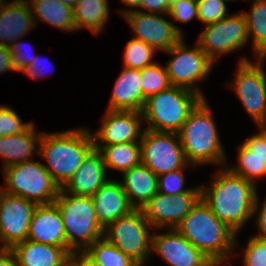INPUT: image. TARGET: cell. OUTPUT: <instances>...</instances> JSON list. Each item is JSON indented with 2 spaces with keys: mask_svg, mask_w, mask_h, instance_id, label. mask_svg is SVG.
I'll return each instance as SVG.
<instances>
[{
  "mask_svg": "<svg viewBox=\"0 0 266 266\" xmlns=\"http://www.w3.org/2000/svg\"><path fill=\"white\" fill-rule=\"evenodd\" d=\"M219 171L210 187L200 186L201 198L220 221L238 234L254 216L257 185L233 174L226 166Z\"/></svg>",
  "mask_w": 266,
  "mask_h": 266,
  "instance_id": "obj_1",
  "label": "cell"
},
{
  "mask_svg": "<svg viewBox=\"0 0 266 266\" xmlns=\"http://www.w3.org/2000/svg\"><path fill=\"white\" fill-rule=\"evenodd\" d=\"M94 148L89 129L77 128L58 133H42L39 156L46 160V170L63 188L78 170L86 155Z\"/></svg>",
  "mask_w": 266,
  "mask_h": 266,
  "instance_id": "obj_2",
  "label": "cell"
},
{
  "mask_svg": "<svg viewBox=\"0 0 266 266\" xmlns=\"http://www.w3.org/2000/svg\"><path fill=\"white\" fill-rule=\"evenodd\" d=\"M175 229L212 262L229 261L237 245V234L213 214L202 198Z\"/></svg>",
  "mask_w": 266,
  "mask_h": 266,
  "instance_id": "obj_3",
  "label": "cell"
},
{
  "mask_svg": "<svg viewBox=\"0 0 266 266\" xmlns=\"http://www.w3.org/2000/svg\"><path fill=\"white\" fill-rule=\"evenodd\" d=\"M206 98L190 112L178 132L186 161L192 165L225 166V150Z\"/></svg>",
  "mask_w": 266,
  "mask_h": 266,
  "instance_id": "obj_4",
  "label": "cell"
},
{
  "mask_svg": "<svg viewBox=\"0 0 266 266\" xmlns=\"http://www.w3.org/2000/svg\"><path fill=\"white\" fill-rule=\"evenodd\" d=\"M61 213L68 251H85L103 237L91 196L66 193L62 188L54 201Z\"/></svg>",
  "mask_w": 266,
  "mask_h": 266,
  "instance_id": "obj_5",
  "label": "cell"
},
{
  "mask_svg": "<svg viewBox=\"0 0 266 266\" xmlns=\"http://www.w3.org/2000/svg\"><path fill=\"white\" fill-rule=\"evenodd\" d=\"M203 98L182 87L170 86L149 96L142 110L146 129L178 133L190 112Z\"/></svg>",
  "mask_w": 266,
  "mask_h": 266,
  "instance_id": "obj_6",
  "label": "cell"
},
{
  "mask_svg": "<svg viewBox=\"0 0 266 266\" xmlns=\"http://www.w3.org/2000/svg\"><path fill=\"white\" fill-rule=\"evenodd\" d=\"M4 169L6 186L0 189L35 203L45 205L53 203L60 191L44 163L29 160L10 165Z\"/></svg>",
  "mask_w": 266,
  "mask_h": 266,
  "instance_id": "obj_7",
  "label": "cell"
},
{
  "mask_svg": "<svg viewBox=\"0 0 266 266\" xmlns=\"http://www.w3.org/2000/svg\"><path fill=\"white\" fill-rule=\"evenodd\" d=\"M151 224L142 209H133L108 224L103 231V237L129 256L139 266H145L151 254L152 235Z\"/></svg>",
  "mask_w": 266,
  "mask_h": 266,
  "instance_id": "obj_8",
  "label": "cell"
},
{
  "mask_svg": "<svg viewBox=\"0 0 266 266\" xmlns=\"http://www.w3.org/2000/svg\"><path fill=\"white\" fill-rule=\"evenodd\" d=\"M165 52L172 55V59L165 65L171 85L191 90L204 99V94L195 84L207 78L214 62L198 43L194 48L189 49L184 42V37Z\"/></svg>",
  "mask_w": 266,
  "mask_h": 266,
  "instance_id": "obj_9",
  "label": "cell"
},
{
  "mask_svg": "<svg viewBox=\"0 0 266 266\" xmlns=\"http://www.w3.org/2000/svg\"><path fill=\"white\" fill-rule=\"evenodd\" d=\"M140 140L141 163L157 176L189 167L178 133L144 129Z\"/></svg>",
  "mask_w": 266,
  "mask_h": 266,
  "instance_id": "obj_10",
  "label": "cell"
},
{
  "mask_svg": "<svg viewBox=\"0 0 266 266\" xmlns=\"http://www.w3.org/2000/svg\"><path fill=\"white\" fill-rule=\"evenodd\" d=\"M256 61L254 64L248 58H240L235 80L230 86L244 109L260 126L266 116V75L262 65L264 59L256 58Z\"/></svg>",
  "mask_w": 266,
  "mask_h": 266,
  "instance_id": "obj_11",
  "label": "cell"
},
{
  "mask_svg": "<svg viewBox=\"0 0 266 266\" xmlns=\"http://www.w3.org/2000/svg\"><path fill=\"white\" fill-rule=\"evenodd\" d=\"M197 43L215 63L218 55L240 50L249 40L243 13L232 14L213 24L205 25Z\"/></svg>",
  "mask_w": 266,
  "mask_h": 266,
  "instance_id": "obj_12",
  "label": "cell"
},
{
  "mask_svg": "<svg viewBox=\"0 0 266 266\" xmlns=\"http://www.w3.org/2000/svg\"><path fill=\"white\" fill-rule=\"evenodd\" d=\"M36 204L0 189V249L10 250L27 240ZM2 243V244H1Z\"/></svg>",
  "mask_w": 266,
  "mask_h": 266,
  "instance_id": "obj_13",
  "label": "cell"
},
{
  "mask_svg": "<svg viewBox=\"0 0 266 266\" xmlns=\"http://www.w3.org/2000/svg\"><path fill=\"white\" fill-rule=\"evenodd\" d=\"M120 12L134 31L133 38L142 40L156 51H168L184 37L181 29L162 17V14L133 9H123Z\"/></svg>",
  "mask_w": 266,
  "mask_h": 266,
  "instance_id": "obj_14",
  "label": "cell"
},
{
  "mask_svg": "<svg viewBox=\"0 0 266 266\" xmlns=\"http://www.w3.org/2000/svg\"><path fill=\"white\" fill-rule=\"evenodd\" d=\"M201 198V192H182L168 196L157 192L142 208L152 229H175Z\"/></svg>",
  "mask_w": 266,
  "mask_h": 266,
  "instance_id": "obj_15",
  "label": "cell"
},
{
  "mask_svg": "<svg viewBox=\"0 0 266 266\" xmlns=\"http://www.w3.org/2000/svg\"><path fill=\"white\" fill-rule=\"evenodd\" d=\"M151 251L158 253L171 266H219L210 261L176 229L152 235Z\"/></svg>",
  "mask_w": 266,
  "mask_h": 266,
  "instance_id": "obj_16",
  "label": "cell"
},
{
  "mask_svg": "<svg viewBox=\"0 0 266 266\" xmlns=\"http://www.w3.org/2000/svg\"><path fill=\"white\" fill-rule=\"evenodd\" d=\"M142 121V112L107 109L101 127L96 134H92L94 145L140 142L138 139H141L144 131L141 128Z\"/></svg>",
  "mask_w": 266,
  "mask_h": 266,
  "instance_id": "obj_17",
  "label": "cell"
},
{
  "mask_svg": "<svg viewBox=\"0 0 266 266\" xmlns=\"http://www.w3.org/2000/svg\"><path fill=\"white\" fill-rule=\"evenodd\" d=\"M27 240L68 250L63 219L55 202L37 205L30 221Z\"/></svg>",
  "mask_w": 266,
  "mask_h": 266,
  "instance_id": "obj_18",
  "label": "cell"
},
{
  "mask_svg": "<svg viewBox=\"0 0 266 266\" xmlns=\"http://www.w3.org/2000/svg\"><path fill=\"white\" fill-rule=\"evenodd\" d=\"M108 180L102 152L94 147L62 189L68 194L92 196Z\"/></svg>",
  "mask_w": 266,
  "mask_h": 266,
  "instance_id": "obj_19",
  "label": "cell"
},
{
  "mask_svg": "<svg viewBox=\"0 0 266 266\" xmlns=\"http://www.w3.org/2000/svg\"><path fill=\"white\" fill-rule=\"evenodd\" d=\"M91 197L98 222L103 228L134 209L129 204L121 182L117 180H108Z\"/></svg>",
  "mask_w": 266,
  "mask_h": 266,
  "instance_id": "obj_20",
  "label": "cell"
},
{
  "mask_svg": "<svg viewBox=\"0 0 266 266\" xmlns=\"http://www.w3.org/2000/svg\"><path fill=\"white\" fill-rule=\"evenodd\" d=\"M33 15L28 1L9 2L0 14V45L10 47L34 29L37 17Z\"/></svg>",
  "mask_w": 266,
  "mask_h": 266,
  "instance_id": "obj_21",
  "label": "cell"
},
{
  "mask_svg": "<svg viewBox=\"0 0 266 266\" xmlns=\"http://www.w3.org/2000/svg\"><path fill=\"white\" fill-rule=\"evenodd\" d=\"M10 251L18 266H69L70 252L64 247L26 240Z\"/></svg>",
  "mask_w": 266,
  "mask_h": 266,
  "instance_id": "obj_22",
  "label": "cell"
},
{
  "mask_svg": "<svg viewBox=\"0 0 266 266\" xmlns=\"http://www.w3.org/2000/svg\"><path fill=\"white\" fill-rule=\"evenodd\" d=\"M107 109L142 112L143 93L139 69L123 67L116 78Z\"/></svg>",
  "mask_w": 266,
  "mask_h": 266,
  "instance_id": "obj_23",
  "label": "cell"
},
{
  "mask_svg": "<svg viewBox=\"0 0 266 266\" xmlns=\"http://www.w3.org/2000/svg\"><path fill=\"white\" fill-rule=\"evenodd\" d=\"M120 182L134 209H142L158 192L157 175L142 163L123 172Z\"/></svg>",
  "mask_w": 266,
  "mask_h": 266,
  "instance_id": "obj_24",
  "label": "cell"
},
{
  "mask_svg": "<svg viewBox=\"0 0 266 266\" xmlns=\"http://www.w3.org/2000/svg\"><path fill=\"white\" fill-rule=\"evenodd\" d=\"M34 123L25 131L0 137V156L4 158L3 168L32 160L33 154H39V142L42 132H36Z\"/></svg>",
  "mask_w": 266,
  "mask_h": 266,
  "instance_id": "obj_25",
  "label": "cell"
},
{
  "mask_svg": "<svg viewBox=\"0 0 266 266\" xmlns=\"http://www.w3.org/2000/svg\"><path fill=\"white\" fill-rule=\"evenodd\" d=\"M108 0H78L73 8L76 30L87 28L99 35L109 19Z\"/></svg>",
  "mask_w": 266,
  "mask_h": 266,
  "instance_id": "obj_26",
  "label": "cell"
},
{
  "mask_svg": "<svg viewBox=\"0 0 266 266\" xmlns=\"http://www.w3.org/2000/svg\"><path fill=\"white\" fill-rule=\"evenodd\" d=\"M28 3L40 20L63 31H76L73 8L70 6L58 0H28Z\"/></svg>",
  "mask_w": 266,
  "mask_h": 266,
  "instance_id": "obj_27",
  "label": "cell"
},
{
  "mask_svg": "<svg viewBox=\"0 0 266 266\" xmlns=\"http://www.w3.org/2000/svg\"><path fill=\"white\" fill-rule=\"evenodd\" d=\"M102 152L105 168L125 172L141 163L140 142H126L114 145H94Z\"/></svg>",
  "mask_w": 266,
  "mask_h": 266,
  "instance_id": "obj_28",
  "label": "cell"
},
{
  "mask_svg": "<svg viewBox=\"0 0 266 266\" xmlns=\"http://www.w3.org/2000/svg\"><path fill=\"white\" fill-rule=\"evenodd\" d=\"M248 38L252 35V50L256 58L266 59V0H253L251 12H243Z\"/></svg>",
  "mask_w": 266,
  "mask_h": 266,
  "instance_id": "obj_29",
  "label": "cell"
},
{
  "mask_svg": "<svg viewBox=\"0 0 266 266\" xmlns=\"http://www.w3.org/2000/svg\"><path fill=\"white\" fill-rule=\"evenodd\" d=\"M237 150L239 164L227 168L233 174L242 176L256 185L258 178L266 177V157L253 154L244 144L237 146Z\"/></svg>",
  "mask_w": 266,
  "mask_h": 266,
  "instance_id": "obj_30",
  "label": "cell"
},
{
  "mask_svg": "<svg viewBox=\"0 0 266 266\" xmlns=\"http://www.w3.org/2000/svg\"><path fill=\"white\" fill-rule=\"evenodd\" d=\"M85 251L92 256L100 266H139L104 237L96 240Z\"/></svg>",
  "mask_w": 266,
  "mask_h": 266,
  "instance_id": "obj_31",
  "label": "cell"
},
{
  "mask_svg": "<svg viewBox=\"0 0 266 266\" xmlns=\"http://www.w3.org/2000/svg\"><path fill=\"white\" fill-rule=\"evenodd\" d=\"M140 74L143 93V107L149 96L162 92L172 86L166 72V68L157 62L141 69Z\"/></svg>",
  "mask_w": 266,
  "mask_h": 266,
  "instance_id": "obj_32",
  "label": "cell"
},
{
  "mask_svg": "<svg viewBox=\"0 0 266 266\" xmlns=\"http://www.w3.org/2000/svg\"><path fill=\"white\" fill-rule=\"evenodd\" d=\"M155 51L152 46L142 40L130 39L124 49L123 67L141 70L150 66L155 63L152 61Z\"/></svg>",
  "mask_w": 266,
  "mask_h": 266,
  "instance_id": "obj_33",
  "label": "cell"
},
{
  "mask_svg": "<svg viewBox=\"0 0 266 266\" xmlns=\"http://www.w3.org/2000/svg\"><path fill=\"white\" fill-rule=\"evenodd\" d=\"M186 167L173 170L163 175L157 176L158 192L168 196H174L182 192H201V187L184 188L185 176L183 171Z\"/></svg>",
  "mask_w": 266,
  "mask_h": 266,
  "instance_id": "obj_34",
  "label": "cell"
},
{
  "mask_svg": "<svg viewBox=\"0 0 266 266\" xmlns=\"http://www.w3.org/2000/svg\"><path fill=\"white\" fill-rule=\"evenodd\" d=\"M198 10V20L206 25L213 24L225 17L227 7L223 0H196Z\"/></svg>",
  "mask_w": 266,
  "mask_h": 266,
  "instance_id": "obj_35",
  "label": "cell"
},
{
  "mask_svg": "<svg viewBox=\"0 0 266 266\" xmlns=\"http://www.w3.org/2000/svg\"><path fill=\"white\" fill-rule=\"evenodd\" d=\"M33 122L23 123L9 106H0V137L16 135L25 131Z\"/></svg>",
  "mask_w": 266,
  "mask_h": 266,
  "instance_id": "obj_36",
  "label": "cell"
},
{
  "mask_svg": "<svg viewBox=\"0 0 266 266\" xmlns=\"http://www.w3.org/2000/svg\"><path fill=\"white\" fill-rule=\"evenodd\" d=\"M244 251V266H266V240L252 236Z\"/></svg>",
  "mask_w": 266,
  "mask_h": 266,
  "instance_id": "obj_37",
  "label": "cell"
},
{
  "mask_svg": "<svg viewBox=\"0 0 266 266\" xmlns=\"http://www.w3.org/2000/svg\"><path fill=\"white\" fill-rule=\"evenodd\" d=\"M168 16L176 21L188 23L193 18L198 19L197 1L180 0L170 5Z\"/></svg>",
  "mask_w": 266,
  "mask_h": 266,
  "instance_id": "obj_38",
  "label": "cell"
},
{
  "mask_svg": "<svg viewBox=\"0 0 266 266\" xmlns=\"http://www.w3.org/2000/svg\"><path fill=\"white\" fill-rule=\"evenodd\" d=\"M19 40H16L10 47V51L12 53V65L15 69V71L23 72L35 59L36 56H31V54L26 53L24 44H20L18 42Z\"/></svg>",
  "mask_w": 266,
  "mask_h": 266,
  "instance_id": "obj_39",
  "label": "cell"
},
{
  "mask_svg": "<svg viewBox=\"0 0 266 266\" xmlns=\"http://www.w3.org/2000/svg\"><path fill=\"white\" fill-rule=\"evenodd\" d=\"M259 128L260 131L246 139L243 144L252 151L253 154L259 157H266V129Z\"/></svg>",
  "mask_w": 266,
  "mask_h": 266,
  "instance_id": "obj_40",
  "label": "cell"
},
{
  "mask_svg": "<svg viewBox=\"0 0 266 266\" xmlns=\"http://www.w3.org/2000/svg\"><path fill=\"white\" fill-rule=\"evenodd\" d=\"M260 202L258 197L256 198V202L254 205V210L253 214L258 213L256 221H257V226L258 230L260 231L259 235H255L254 237H257L262 240H266V199L263 201V203L260 206Z\"/></svg>",
  "mask_w": 266,
  "mask_h": 266,
  "instance_id": "obj_41",
  "label": "cell"
},
{
  "mask_svg": "<svg viewBox=\"0 0 266 266\" xmlns=\"http://www.w3.org/2000/svg\"><path fill=\"white\" fill-rule=\"evenodd\" d=\"M140 7L145 9V11L142 10L141 12L168 14L170 5L169 0H142Z\"/></svg>",
  "mask_w": 266,
  "mask_h": 266,
  "instance_id": "obj_42",
  "label": "cell"
},
{
  "mask_svg": "<svg viewBox=\"0 0 266 266\" xmlns=\"http://www.w3.org/2000/svg\"><path fill=\"white\" fill-rule=\"evenodd\" d=\"M69 266H100L86 251H73L69 255Z\"/></svg>",
  "mask_w": 266,
  "mask_h": 266,
  "instance_id": "obj_43",
  "label": "cell"
},
{
  "mask_svg": "<svg viewBox=\"0 0 266 266\" xmlns=\"http://www.w3.org/2000/svg\"><path fill=\"white\" fill-rule=\"evenodd\" d=\"M44 62H48V61L46 60L44 61V58L41 59L38 56H36L35 59L31 62V64L22 73L27 74V76L32 79H38L41 76L45 77L46 74H44L45 73Z\"/></svg>",
  "mask_w": 266,
  "mask_h": 266,
  "instance_id": "obj_44",
  "label": "cell"
},
{
  "mask_svg": "<svg viewBox=\"0 0 266 266\" xmlns=\"http://www.w3.org/2000/svg\"><path fill=\"white\" fill-rule=\"evenodd\" d=\"M7 71H15L12 65V53L9 47L0 45V74Z\"/></svg>",
  "mask_w": 266,
  "mask_h": 266,
  "instance_id": "obj_45",
  "label": "cell"
},
{
  "mask_svg": "<svg viewBox=\"0 0 266 266\" xmlns=\"http://www.w3.org/2000/svg\"><path fill=\"white\" fill-rule=\"evenodd\" d=\"M0 266H18L14 254L8 249H0Z\"/></svg>",
  "mask_w": 266,
  "mask_h": 266,
  "instance_id": "obj_46",
  "label": "cell"
},
{
  "mask_svg": "<svg viewBox=\"0 0 266 266\" xmlns=\"http://www.w3.org/2000/svg\"><path fill=\"white\" fill-rule=\"evenodd\" d=\"M121 2H123L128 7L136 9L140 7L142 0H121Z\"/></svg>",
  "mask_w": 266,
  "mask_h": 266,
  "instance_id": "obj_47",
  "label": "cell"
},
{
  "mask_svg": "<svg viewBox=\"0 0 266 266\" xmlns=\"http://www.w3.org/2000/svg\"><path fill=\"white\" fill-rule=\"evenodd\" d=\"M59 2H62L65 5L70 6L71 8H74L78 0H58Z\"/></svg>",
  "mask_w": 266,
  "mask_h": 266,
  "instance_id": "obj_48",
  "label": "cell"
},
{
  "mask_svg": "<svg viewBox=\"0 0 266 266\" xmlns=\"http://www.w3.org/2000/svg\"><path fill=\"white\" fill-rule=\"evenodd\" d=\"M9 2L6 0H0V14L2 13V11L5 9L6 5L8 4Z\"/></svg>",
  "mask_w": 266,
  "mask_h": 266,
  "instance_id": "obj_49",
  "label": "cell"
},
{
  "mask_svg": "<svg viewBox=\"0 0 266 266\" xmlns=\"http://www.w3.org/2000/svg\"><path fill=\"white\" fill-rule=\"evenodd\" d=\"M259 127L266 129V116H265L263 123Z\"/></svg>",
  "mask_w": 266,
  "mask_h": 266,
  "instance_id": "obj_50",
  "label": "cell"
},
{
  "mask_svg": "<svg viewBox=\"0 0 266 266\" xmlns=\"http://www.w3.org/2000/svg\"><path fill=\"white\" fill-rule=\"evenodd\" d=\"M178 1H180V0H169V5H171V4L175 3V2H178Z\"/></svg>",
  "mask_w": 266,
  "mask_h": 266,
  "instance_id": "obj_51",
  "label": "cell"
},
{
  "mask_svg": "<svg viewBox=\"0 0 266 266\" xmlns=\"http://www.w3.org/2000/svg\"><path fill=\"white\" fill-rule=\"evenodd\" d=\"M21 1H28V0H13L12 2H21Z\"/></svg>",
  "mask_w": 266,
  "mask_h": 266,
  "instance_id": "obj_52",
  "label": "cell"
}]
</instances>
